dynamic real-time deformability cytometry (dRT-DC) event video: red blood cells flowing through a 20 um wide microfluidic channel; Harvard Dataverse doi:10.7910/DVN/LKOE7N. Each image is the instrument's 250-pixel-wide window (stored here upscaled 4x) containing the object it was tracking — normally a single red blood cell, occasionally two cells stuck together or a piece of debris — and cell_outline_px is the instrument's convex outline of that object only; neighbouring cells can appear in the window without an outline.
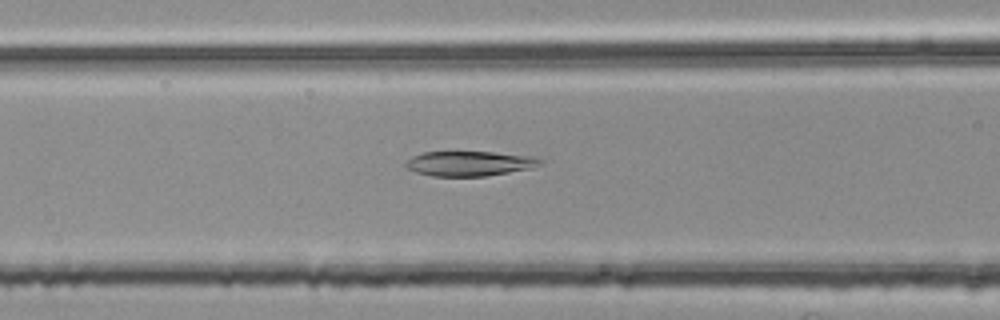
{"species": "common noctule bat (a hibernating species)", "species_latin": "Nyctalus noctula", "temperature_condition": "room temperature", "stored_images_in_passage": 47, "camera_frame_rate_fps": 3000, "um_per_image_px": 0.085, "animal": {"sex": "female", "body_mass_g": 25.1}, "frame": {"image": 1, "passage_image": 21, "time_ms": 6.667, "image_size_px": [1000, 320], "cell_outline_px": [[544, 164], [532, 168], [484, 176], [432, 176], [416, 172], [408, 168], [404, 164], [412, 156], [424, 152], [492, 152], [532, 156], [544, 160]], "centroid_in_image_um": [39.94, 13.89], "position_along_channel_um": 126.7, "area_um2": 19.42}}
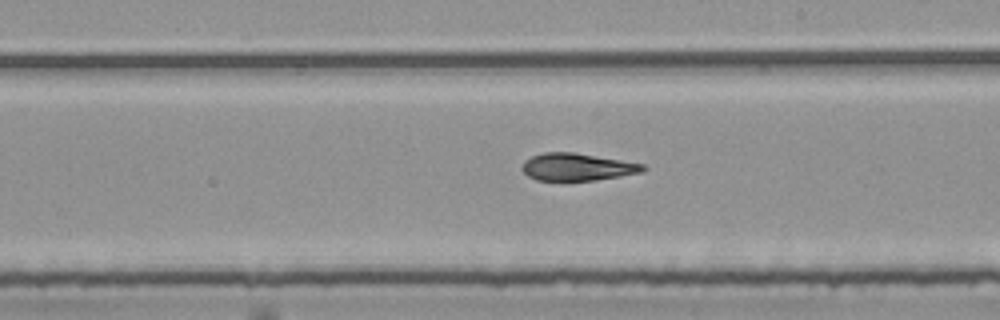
{"frame": {"image": 2, "passage_image": 30, "time_ms": 9.667, "image_size_px": [1000, 320], "cell_outline_px": [[648, 168], [640, 172], [620, 176], [596, 180], [536, 180], [528, 176], [520, 168], [524, 160], [532, 156], [544, 152], [576, 152], [644, 164]], "centroid_in_image_um": [49.04, 14.18], "position_along_channel_um": 240.0, "area_um2": 19.31}}
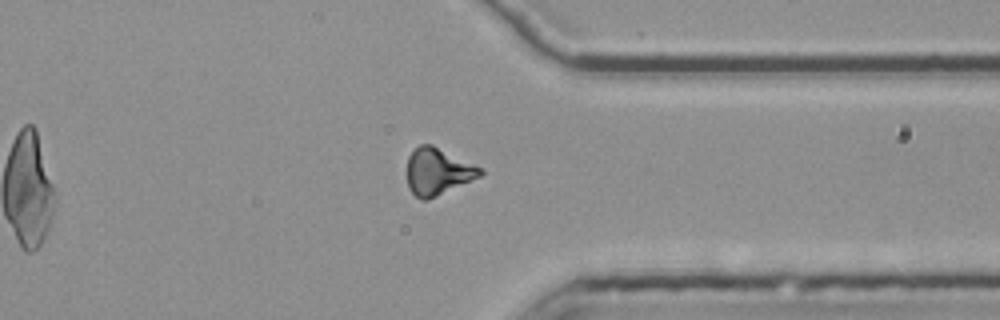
{"frame": {"image": 3, "passage_image": 41, "time_ms": 13.333, "image_size_px": [1000, 320], "cell_outline_px": [[484, 172], [480, 176], [428, 200], [420, 200], [408, 188], [408, 156], [420, 144], [432, 144], [484, 168]], "centroid_in_image_um": [37.23, 14.57], "position_along_channel_um": 374.2, "area_um2": 19.94}}